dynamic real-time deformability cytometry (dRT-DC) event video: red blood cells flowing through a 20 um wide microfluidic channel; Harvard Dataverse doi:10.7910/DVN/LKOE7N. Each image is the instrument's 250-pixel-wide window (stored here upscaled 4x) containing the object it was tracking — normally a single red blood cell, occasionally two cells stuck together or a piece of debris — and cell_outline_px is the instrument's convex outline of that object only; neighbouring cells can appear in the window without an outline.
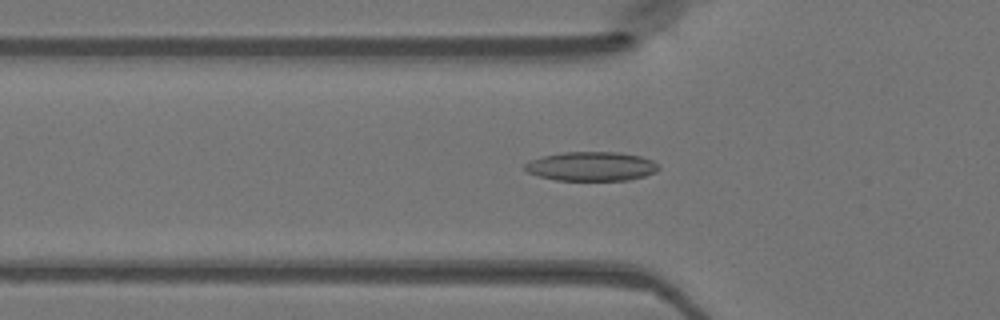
{"species": "Egyptian fruit bat (a non-hibernating species)", "species_latin": "Rousettus aegyptiacus", "temperature_condition": "warm", "stored_images_in_passage": 48, "camera_frame_rate_fps": 3000, "um_per_image_px": 0.085, "animal": {"sex": "female"}, "frame": {"image": 1, "passage_image": 16, "time_ms": 5.0, "image_size_px": [1000, 320], "cell_outline_px": [[660, 168], [656, 172], [644, 176], [628, 180], [556, 180], [540, 176], [528, 172], [524, 168], [524, 164], [532, 160], [544, 156], [564, 152], [620, 152], [640, 156], [652, 160], [660, 164]], "centroid_in_image_um": [50.32, 14.13], "position_along_channel_um": 75.5, "area_um2": 22.66}}
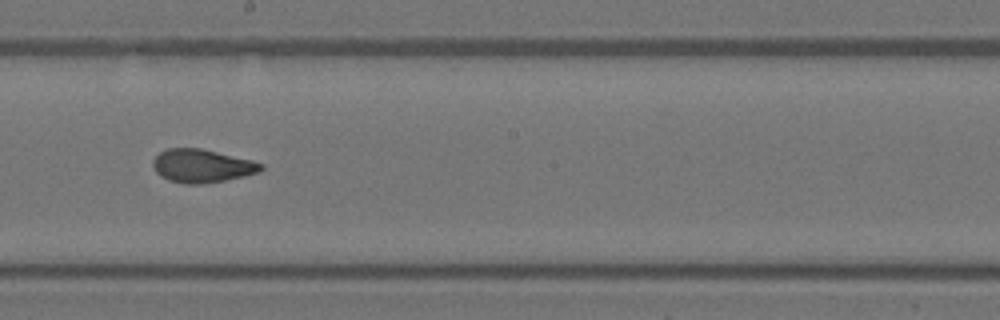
{"frame": {"image": 2, "passage_image": 27, "time_ms": 8.667, "image_size_px": [1000, 320], "cell_outline_px": [[264, 168], [260, 172], [244, 176], [224, 180], [200, 184], [184, 184], [168, 180], [160, 176], [156, 172], [152, 164], [152, 160], [160, 152], [168, 148], [200, 148], [252, 160], [264, 164]], "centroid_in_image_um": [17.16, 14.1], "position_along_channel_um": 231.0, "area_um2": 20.98}}
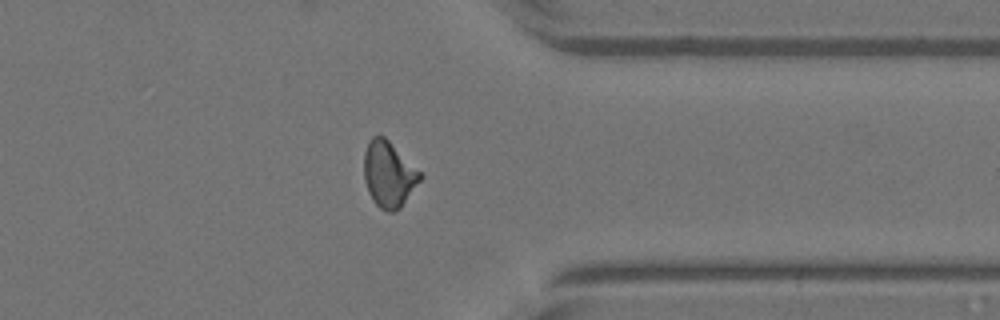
{"frame": {"image": 3, "passage_image": 38, "time_ms": 12.333, "image_size_px": [1000, 320], "cell_outline_px": [[424, 176], [400, 208], [392, 212], [388, 212], [380, 208], [372, 200], [368, 192], [364, 180], [364, 152], [368, 140], [372, 136], [384, 136]], "centroid_in_image_um": [33.02, 14.82], "position_along_channel_um": 378.4, "area_um2": 21.44}}